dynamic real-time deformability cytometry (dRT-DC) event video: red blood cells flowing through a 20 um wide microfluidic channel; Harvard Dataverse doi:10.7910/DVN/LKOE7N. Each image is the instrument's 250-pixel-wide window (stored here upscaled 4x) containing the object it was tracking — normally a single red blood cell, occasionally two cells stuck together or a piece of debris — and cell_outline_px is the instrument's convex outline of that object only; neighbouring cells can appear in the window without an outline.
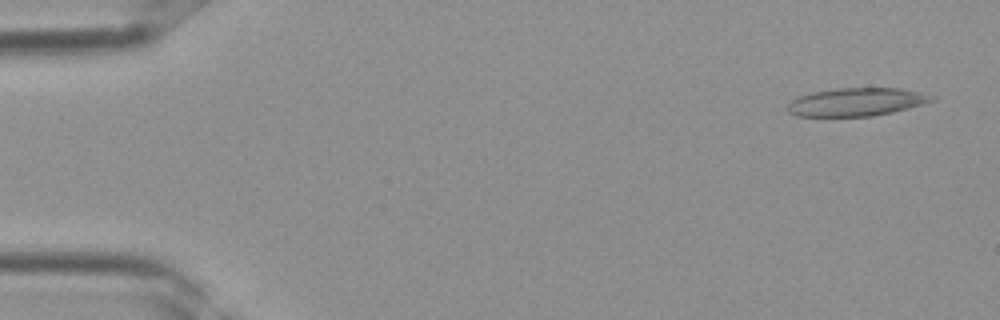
{"species": "Egyptian fruit bat (a non-hibernating species)", "species_latin": "Rousettus aegyptiacus", "temperature_condition": "room temperature", "stored_images_in_passage": 35, "camera_frame_rate_fps": 3000, "um_per_image_px": 0.085, "frame": {"image": 1, "passage_image": 1, "time_ms": 0.0, "image_size_px": [1000, 320], "cell_outline_px": [[936, 100], [924, 104], [892, 112], [872, 116], [796, 116], [788, 112], [788, 104], [796, 96], [812, 92], [840, 88], [900, 88], [936, 96]], "centroid_in_image_um": [72.8, 8.66], "position_along_channel_um": 12.2, "area_um2": 23.64}}
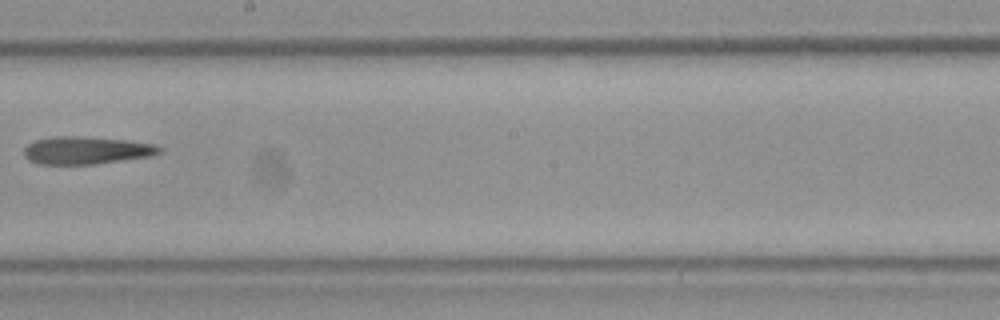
{"frame": {"image": 2, "passage_image": 20, "time_ms": 6.333, "image_size_px": [1000, 320], "cell_outline_px": [[160, 152], [152, 156], [96, 164], [36, 164], [28, 160], [24, 156], [24, 148], [28, 144], [36, 140], [52, 136], [76, 136], [124, 140], [156, 144], [160, 148]], "centroid_in_image_um": [7.3, 12.78], "position_along_channel_um": 240.9, "area_um2": 21.79}}
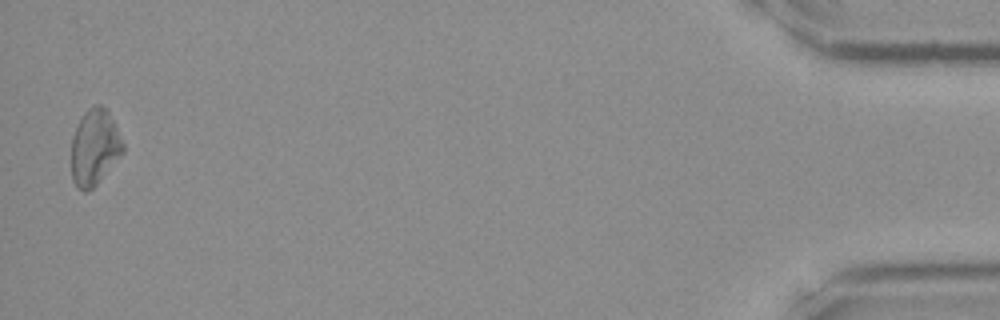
{"frame": {"image": 3, "passage_image": 35, "time_ms": 11.333, "image_size_px": [1000, 320], "cell_outline_px": [[124, 152], [96, 184], [88, 192], [84, 192], [72, 180], [72, 136], [84, 112], [88, 108], [96, 104], [100, 104], [108, 112], [124, 144]], "centroid_in_image_um": [8.04, 12.52], "position_along_channel_um": 427.2, "area_um2": 22.43}}